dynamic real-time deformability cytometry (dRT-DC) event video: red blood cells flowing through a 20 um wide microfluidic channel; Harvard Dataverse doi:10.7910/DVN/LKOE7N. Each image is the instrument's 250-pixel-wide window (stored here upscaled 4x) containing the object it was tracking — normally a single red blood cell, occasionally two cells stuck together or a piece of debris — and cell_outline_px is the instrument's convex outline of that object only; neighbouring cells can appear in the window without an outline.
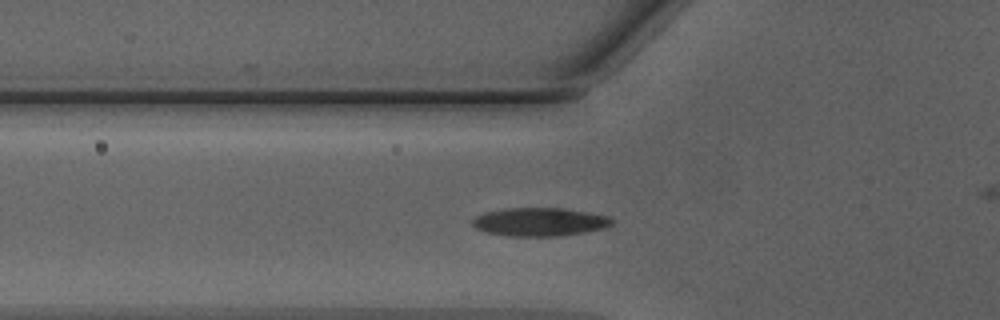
{"species": "Egyptian fruit bat (a non-hibernating species)", "species_latin": "Rousettus aegyptiacus", "temperature_condition": "warm", "stored_images_in_passage": 39, "camera_frame_rate_fps": 3000, "um_per_image_px": 0.085, "animal": {"sex": "male"}, "frame": {"image": 1, "passage_image": 13, "time_ms": 4.0, "image_size_px": [1000, 320], "cell_outline_px": [[612, 224], [604, 228], [584, 232], [560, 236], [504, 236], [488, 232], [476, 228], [472, 224], [472, 220], [476, 216], [484, 212], [504, 208], [564, 208], [588, 212], [608, 216], [612, 220]], "centroid_in_image_um": [45.85, 18.86], "position_along_channel_um": 80.0, "area_um2": 23.06}}
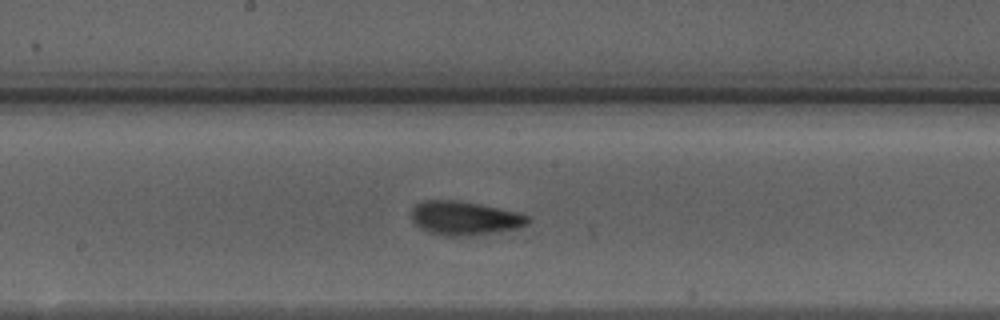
{"frame": {"image": 2, "passage_image": 22, "time_ms": 7.0, "image_size_px": [1000, 320], "cell_outline_px": [[528, 224], [516, 228], [468, 236], [444, 236], [428, 232], [420, 228], [412, 220], [408, 212], [416, 204], [424, 200], [460, 200], [520, 212], [528, 216]], "centroid_in_image_um": [39.43, 18.53], "position_along_channel_um": 208.8, "area_um2": 23.12}}
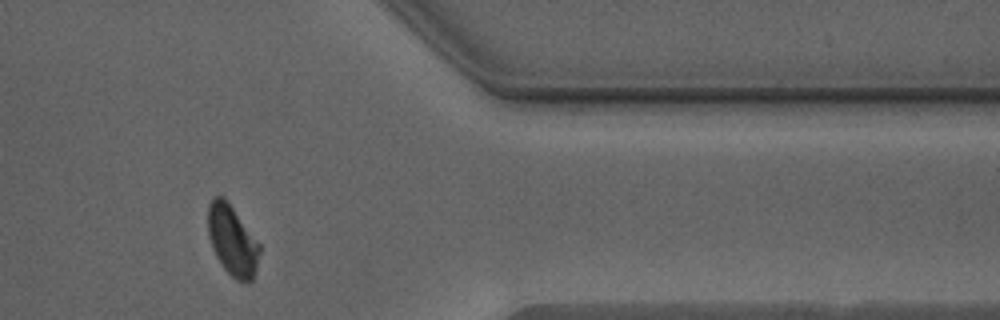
{"frame": {"image": 3, "passage_image": 36, "time_ms": 11.667, "image_size_px": [1000, 320], "cell_outline_px": [[260, 252], [256, 268], [252, 280], [248, 284], [244, 284], [236, 280], [224, 268], [216, 256], [212, 248], [208, 236], [208, 204], [212, 196], [224, 196], [260, 244]], "centroid_in_image_um": [19.74, 20.44], "position_along_channel_um": 391.7, "area_um2": 21.27}}